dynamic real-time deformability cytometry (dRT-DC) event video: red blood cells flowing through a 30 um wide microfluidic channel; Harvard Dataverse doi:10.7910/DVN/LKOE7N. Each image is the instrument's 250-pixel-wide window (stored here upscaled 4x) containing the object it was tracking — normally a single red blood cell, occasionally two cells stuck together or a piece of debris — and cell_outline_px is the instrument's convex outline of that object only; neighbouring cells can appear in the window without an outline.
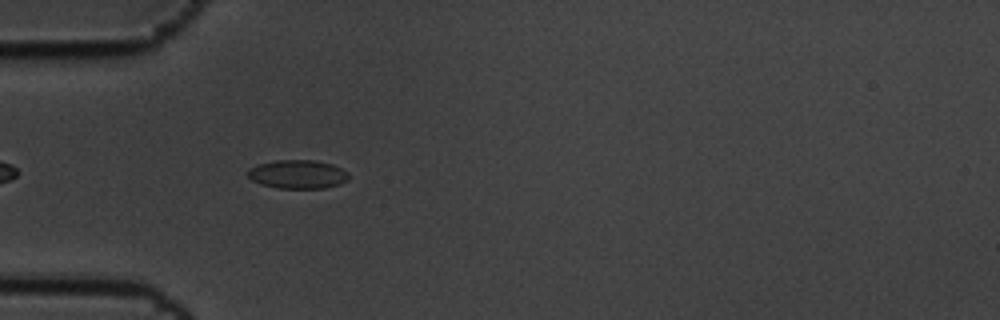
{"species": "common noctule bat (a hibernating species)", "species_latin": "Nyctalus noctula", "temperature_condition": "cold", "stored_images_in_passage": 27, "camera_frame_rate_fps": 3000, "um_per_image_px": 0.085, "animal": {"sex": "male", "body_mass_g": 19.5, "forearm_length_mm": 54.6}, "frame": {"image": 1, "passage_image": 2, "time_ms": 0.333, "image_size_px": [1000, 320], "cell_outline_px": [[348, 180], [340, 184], [324, 188], [280, 188], [260, 184], [252, 180], [248, 176], [248, 168], [256, 164], [276, 160], [316, 160], [332, 164], [348, 172]], "centroid_in_image_um": [25.29, 14.8], "position_along_channel_um": 59.7, "area_um2": 16.94}}
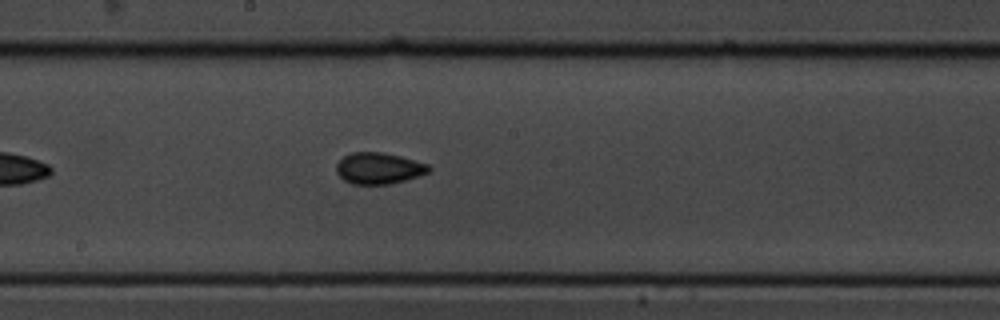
{"frame": {"image": 2, "passage_image": 16, "time_ms": 5.0, "image_size_px": [1000, 320], "cell_outline_px": [[432, 168], [428, 172], [404, 180], [388, 184], [352, 184], [344, 180], [336, 172], [336, 164], [344, 156], [352, 152], [380, 152], [400, 156], [428, 164]], "centroid_in_image_um": [32.17, 14.3], "position_along_channel_um": 216.0, "area_um2": 16.7}}
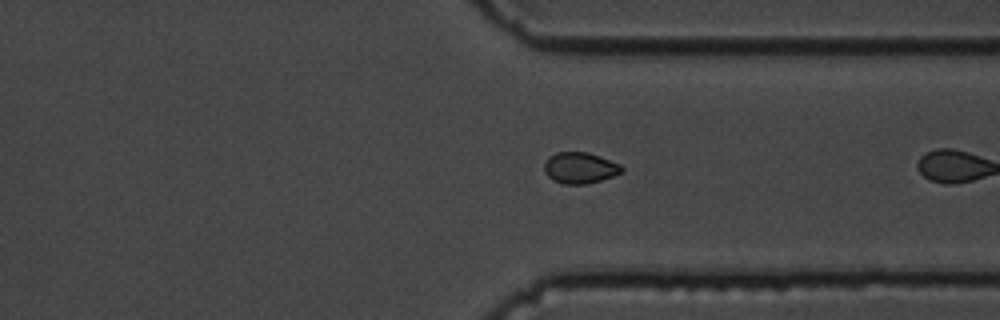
{"frame": {"image": 3, "passage_image": 26, "time_ms": 8.333, "image_size_px": [1000, 320], "cell_outline_px": [[624, 168], [620, 172], [612, 176], [588, 184], [564, 184], [552, 180], [544, 172], [544, 164], [548, 156], [556, 152], [588, 152], [620, 164]], "centroid_in_image_um": [49.25, 14.27], "position_along_channel_um": 362.1, "area_um2": 14.05}}